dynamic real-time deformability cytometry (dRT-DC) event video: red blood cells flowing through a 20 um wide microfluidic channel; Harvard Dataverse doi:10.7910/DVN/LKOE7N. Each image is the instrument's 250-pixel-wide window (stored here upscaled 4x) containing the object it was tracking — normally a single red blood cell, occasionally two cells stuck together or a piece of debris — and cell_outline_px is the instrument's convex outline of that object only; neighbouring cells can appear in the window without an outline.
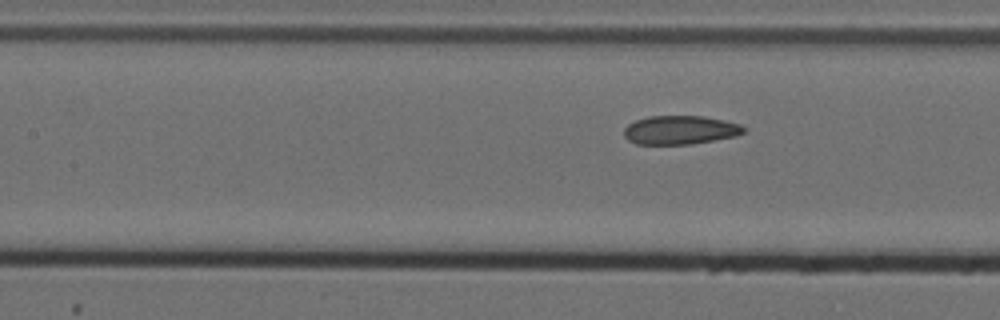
{"species": "Egyptian fruit bat (a non-hibernating species)", "species_latin": "Rousettus aegyptiacus", "temperature_condition": "cold", "stored_images_in_passage": 6, "camera_frame_rate_fps": 3000, "um_per_image_px": 0.085, "animal": {"sex": "female"}, "frame": {"image": 1, "passage_image": 6, "time_ms": 1.667, "image_size_px": [1000, 320], "cell_outline_px": [[744, 132], [736, 136], [692, 144], [636, 144], [628, 140], [624, 136], [624, 128], [628, 124], [636, 120], [648, 116], [704, 116], [724, 120], [740, 124], [744, 128]], "centroid_in_image_um": [57.79, 11.05], "position_along_channel_um": 149.6, "area_um2": 20.06}}